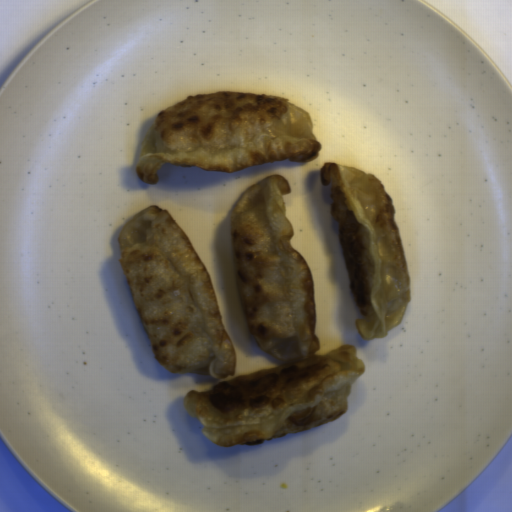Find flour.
Listing matches in <instances>:
<instances>
[{"label": "flour", "instance_id": "c2a2500e", "mask_svg": "<svg viewBox=\"0 0 512 512\" xmlns=\"http://www.w3.org/2000/svg\"><path fill=\"white\" fill-rule=\"evenodd\" d=\"M291 193L287 178L273 174L246 189L232 209L230 239L247 330L282 364L187 392L184 408L217 446L262 445L339 419L352 383L366 370L353 344L316 356L314 280L290 244L294 228L282 199Z\"/></svg>", "mask_w": 512, "mask_h": 512}, {"label": "flour", "instance_id": "a7fe0414", "mask_svg": "<svg viewBox=\"0 0 512 512\" xmlns=\"http://www.w3.org/2000/svg\"><path fill=\"white\" fill-rule=\"evenodd\" d=\"M119 262L152 354L166 371L223 379L236 353L210 276L191 240L150 205L117 236Z\"/></svg>", "mask_w": 512, "mask_h": 512}, {"label": "flour", "instance_id": "66d56a37", "mask_svg": "<svg viewBox=\"0 0 512 512\" xmlns=\"http://www.w3.org/2000/svg\"><path fill=\"white\" fill-rule=\"evenodd\" d=\"M321 148L306 110L252 92L188 95L160 111L141 143L140 182L157 184L164 164L236 172L278 160L308 162Z\"/></svg>", "mask_w": 512, "mask_h": 512}, {"label": "flour", "instance_id": "cc3e68f7", "mask_svg": "<svg viewBox=\"0 0 512 512\" xmlns=\"http://www.w3.org/2000/svg\"><path fill=\"white\" fill-rule=\"evenodd\" d=\"M329 210L338 224L348 288L363 315L354 326L363 341L384 338L411 301V279L391 197L372 173L326 162Z\"/></svg>", "mask_w": 512, "mask_h": 512}]
</instances>
